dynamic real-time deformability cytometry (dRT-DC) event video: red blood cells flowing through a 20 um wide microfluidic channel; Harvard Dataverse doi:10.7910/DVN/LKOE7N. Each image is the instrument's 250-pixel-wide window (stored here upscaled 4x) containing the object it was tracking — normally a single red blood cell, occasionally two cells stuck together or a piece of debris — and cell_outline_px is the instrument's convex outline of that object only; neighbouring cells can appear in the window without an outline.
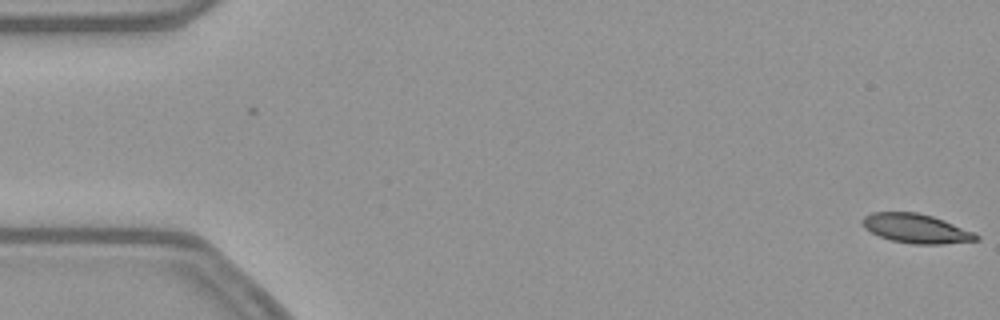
{"species": "common noctule bat (a hibernating species)", "species_latin": "Nyctalus noctula", "temperature_condition": "warm", "stored_images_in_passage": 8, "camera_frame_rate_fps": 3000, "um_per_image_px": 0.085, "animal": {"sex": "female", "body_mass_g": 21.9}, "frame": {"image": 1, "passage_image": 1, "time_ms": 0.0, "image_size_px": [1000, 320], "cell_outline_px": [[980, 240], [944, 244], [912, 244], [892, 240], [880, 236], [864, 228], [860, 220], [864, 216], [872, 212], [916, 212], [932, 216], [944, 220], [972, 232], [980, 236]], "centroid_in_image_um": [77.85, 19.42], "position_along_channel_um": 7.1, "area_um2": 19.31}}